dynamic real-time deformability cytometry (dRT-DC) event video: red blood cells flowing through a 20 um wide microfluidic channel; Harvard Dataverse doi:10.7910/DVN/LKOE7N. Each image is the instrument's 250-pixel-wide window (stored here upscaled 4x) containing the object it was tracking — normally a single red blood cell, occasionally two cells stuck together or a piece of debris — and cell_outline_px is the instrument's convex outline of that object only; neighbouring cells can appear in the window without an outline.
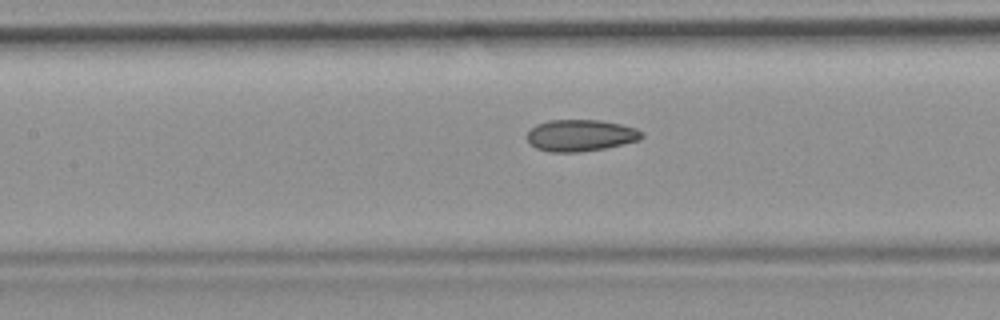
{"species": "common noctule bat (a hibernating species)", "species_latin": "Nyctalus noctula", "temperature_condition": "room temperature", "stored_images_in_passage": 43, "camera_frame_rate_fps": 3000, "um_per_image_px": 0.085, "animal": {"sex": "female", "body_mass_g": 19.9}, "frame": {"image": 1, "passage_image": 25, "time_ms": 8.0, "image_size_px": [1000, 320], "cell_outline_px": [[644, 136], [640, 140], [604, 148], [580, 152], [548, 152], [536, 148], [528, 140], [528, 132], [536, 124], [548, 120], [600, 120], [620, 124], [636, 128]], "centroid_in_image_um": [49.34, 11.51], "position_along_channel_um": 158.1, "area_um2": 21.04}}